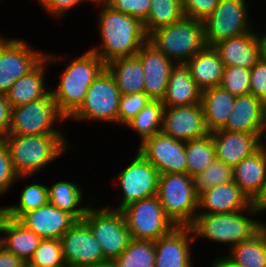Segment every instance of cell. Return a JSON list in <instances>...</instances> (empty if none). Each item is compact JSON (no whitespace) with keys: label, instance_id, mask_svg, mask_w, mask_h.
<instances>
[{"label":"cell","instance_id":"obj_8","mask_svg":"<svg viewBox=\"0 0 266 267\" xmlns=\"http://www.w3.org/2000/svg\"><path fill=\"white\" fill-rule=\"evenodd\" d=\"M82 220L90 227L108 262L127 248L131 236L121 211L90 207Z\"/></svg>","mask_w":266,"mask_h":267},{"label":"cell","instance_id":"obj_19","mask_svg":"<svg viewBox=\"0 0 266 267\" xmlns=\"http://www.w3.org/2000/svg\"><path fill=\"white\" fill-rule=\"evenodd\" d=\"M216 159L232 168L255 153L261 146L263 134L217 130L212 133Z\"/></svg>","mask_w":266,"mask_h":267},{"label":"cell","instance_id":"obj_10","mask_svg":"<svg viewBox=\"0 0 266 267\" xmlns=\"http://www.w3.org/2000/svg\"><path fill=\"white\" fill-rule=\"evenodd\" d=\"M120 96L114 78L105 68L89 86L83 104L70 118L117 122Z\"/></svg>","mask_w":266,"mask_h":267},{"label":"cell","instance_id":"obj_37","mask_svg":"<svg viewBox=\"0 0 266 267\" xmlns=\"http://www.w3.org/2000/svg\"><path fill=\"white\" fill-rule=\"evenodd\" d=\"M48 202V187L34 183L25 187L21 192L19 205L0 208L7 217L19 219L24 213L42 207Z\"/></svg>","mask_w":266,"mask_h":267},{"label":"cell","instance_id":"obj_23","mask_svg":"<svg viewBox=\"0 0 266 267\" xmlns=\"http://www.w3.org/2000/svg\"><path fill=\"white\" fill-rule=\"evenodd\" d=\"M213 47L218 51L225 67L251 69L263 56L260 36L253 31L222 40Z\"/></svg>","mask_w":266,"mask_h":267},{"label":"cell","instance_id":"obj_43","mask_svg":"<svg viewBox=\"0 0 266 267\" xmlns=\"http://www.w3.org/2000/svg\"><path fill=\"white\" fill-rule=\"evenodd\" d=\"M219 0H182L184 17L204 21L217 7Z\"/></svg>","mask_w":266,"mask_h":267},{"label":"cell","instance_id":"obj_30","mask_svg":"<svg viewBox=\"0 0 266 267\" xmlns=\"http://www.w3.org/2000/svg\"><path fill=\"white\" fill-rule=\"evenodd\" d=\"M122 95L144 93V71L137 56L118 58L106 64Z\"/></svg>","mask_w":266,"mask_h":267},{"label":"cell","instance_id":"obj_13","mask_svg":"<svg viewBox=\"0 0 266 267\" xmlns=\"http://www.w3.org/2000/svg\"><path fill=\"white\" fill-rule=\"evenodd\" d=\"M44 57V53L33 51L23 40L0 36V93L5 94Z\"/></svg>","mask_w":266,"mask_h":267},{"label":"cell","instance_id":"obj_14","mask_svg":"<svg viewBox=\"0 0 266 267\" xmlns=\"http://www.w3.org/2000/svg\"><path fill=\"white\" fill-rule=\"evenodd\" d=\"M62 255L67 267H81L108 262L90 227L83 221L76 223L60 238Z\"/></svg>","mask_w":266,"mask_h":267},{"label":"cell","instance_id":"obj_34","mask_svg":"<svg viewBox=\"0 0 266 267\" xmlns=\"http://www.w3.org/2000/svg\"><path fill=\"white\" fill-rule=\"evenodd\" d=\"M184 17L182 0H152L148 16L142 21L147 36L154 30L178 22Z\"/></svg>","mask_w":266,"mask_h":267},{"label":"cell","instance_id":"obj_24","mask_svg":"<svg viewBox=\"0 0 266 267\" xmlns=\"http://www.w3.org/2000/svg\"><path fill=\"white\" fill-rule=\"evenodd\" d=\"M0 232L7 234L6 237L0 238V245L27 264L38 247L41 238L18 219L4 215L1 208Z\"/></svg>","mask_w":266,"mask_h":267},{"label":"cell","instance_id":"obj_35","mask_svg":"<svg viewBox=\"0 0 266 267\" xmlns=\"http://www.w3.org/2000/svg\"><path fill=\"white\" fill-rule=\"evenodd\" d=\"M163 110L161 100H151L126 124L139 134L140 144L162 131Z\"/></svg>","mask_w":266,"mask_h":267},{"label":"cell","instance_id":"obj_54","mask_svg":"<svg viewBox=\"0 0 266 267\" xmlns=\"http://www.w3.org/2000/svg\"><path fill=\"white\" fill-rule=\"evenodd\" d=\"M82 2L83 1H90V2H94V3H97L98 5L100 4V5H105V4H107V1L108 0H81Z\"/></svg>","mask_w":266,"mask_h":267},{"label":"cell","instance_id":"obj_36","mask_svg":"<svg viewBox=\"0 0 266 267\" xmlns=\"http://www.w3.org/2000/svg\"><path fill=\"white\" fill-rule=\"evenodd\" d=\"M155 258L153 241L131 239L127 248L112 264L114 267H154Z\"/></svg>","mask_w":266,"mask_h":267},{"label":"cell","instance_id":"obj_45","mask_svg":"<svg viewBox=\"0 0 266 267\" xmlns=\"http://www.w3.org/2000/svg\"><path fill=\"white\" fill-rule=\"evenodd\" d=\"M19 177L13 169L8 148L0 139V195H3Z\"/></svg>","mask_w":266,"mask_h":267},{"label":"cell","instance_id":"obj_15","mask_svg":"<svg viewBox=\"0 0 266 267\" xmlns=\"http://www.w3.org/2000/svg\"><path fill=\"white\" fill-rule=\"evenodd\" d=\"M138 151L161 174L186 173L185 142L162 131L139 145Z\"/></svg>","mask_w":266,"mask_h":267},{"label":"cell","instance_id":"obj_48","mask_svg":"<svg viewBox=\"0 0 266 267\" xmlns=\"http://www.w3.org/2000/svg\"><path fill=\"white\" fill-rule=\"evenodd\" d=\"M0 267H27V264L0 245Z\"/></svg>","mask_w":266,"mask_h":267},{"label":"cell","instance_id":"obj_55","mask_svg":"<svg viewBox=\"0 0 266 267\" xmlns=\"http://www.w3.org/2000/svg\"><path fill=\"white\" fill-rule=\"evenodd\" d=\"M264 133H266V117H265V128H264ZM265 138H266V134H265Z\"/></svg>","mask_w":266,"mask_h":267},{"label":"cell","instance_id":"obj_39","mask_svg":"<svg viewBox=\"0 0 266 267\" xmlns=\"http://www.w3.org/2000/svg\"><path fill=\"white\" fill-rule=\"evenodd\" d=\"M27 267H67L60 239H41Z\"/></svg>","mask_w":266,"mask_h":267},{"label":"cell","instance_id":"obj_44","mask_svg":"<svg viewBox=\"0 0 266 267\" xmlns=\"http://www.w3.org/2000/svg\"><path fill=\"white\" fill-rule=\"evenodd\" d=\"M250 94L266 105V57L262 56L251 68Z\"/></svg>","mask_w":266,"mask_h":267},{"label":"cell","instance_id":"obj_52","mask_svg":"<svg viewBox=\"0 0 266 267\" xmlns=\"http://www.w3.org/2000/svg\"><path fill=\"white\" fill-rule=\"evenodd\" d=\"M81 267H114L112 262H104L101 264H96V265H85Z\"/></svg>","mask_w":266,"mask_h":267},{"label":"cell","instance_id":"obj_12","mask_svg":"<svg viewBox=\"0 0 266 267\" xmlns=\"http://www.w3.org/2000/svg\"><path fill=\"white\" fill-rule=\"evenodd\" d=\"M160 173L139 151L130 165L120 171L118 184L123 190V199L117 211L136 201L157 195Z\"/></svg>","mask_w":266,"mask_h":267},{"label":"cell","instance_id":"obj_41","mask_svg":"<svg viewBox=\"0 0 266 267\" xmlns=\"http://www.w3.org/2000/svg\"><path fill=\"white\" fill-rule=\"evenodd\" d=\"M151 100L145 93L121 94L117 122L126 125Z\"/></svg>","mask_w":266,"mask_h":267},{"label":"cell","instance_id":"obj_46","mask_svg":"<svg viewBox=\"0 0 266 267\" xmlns=\"http://www.w3.org/2000/svg\"><path fill=\"white\" fill-rule=\"evenodd\" d=\"M39 3H42L51 15L57 17L62 16L66 11L70 10L71 7L75 5H79L82 1L81 0H38ZM60 15V16H59Z\"/></svg>","mask_w":266,"mask_h":267},{"label":"cell","instance_id":"obj_32","mask_svg":"<svg viewBox=\"0 0 266 267\" xmlns=\"http://www.w3.org/2000/svg\"><path fill=\"white\" fill-rule=\"evenodd\" d=\"M231 251L227 258L239 267H266V239L260 230Z\"/></svg>","mask_w":266,"mask_h":267},{"label":"cell","instance_id":"obj_42","mask_svg":"<svg viewBox=\"0 0 266 267\" xmlns=\"http://www.w3.org/2000/svg\"><path fill=\"white\" fill-rule=\"evenodd\" d=\"M152 0H108L107 4L120 13L128 14L143 21L151 8Z\"/></svg>","mask_w":266,"mask_h":267},{"label":"cell","instance_id":"obj_6","mask_svg":"<svg viewBox=\"0 0 266 267\" xmlns=\"http://www.w3.org/2000/svg\"><path fill=\"white\" fill-rule=\"evenodd\" d=\"M244 210L221 214H197L190 225L195 236L238 245L259 231V221L242 214Z\"/></svg>","mask_w":266,"mask_h":267},{"label":"cell","instance_id":"obj_26","mask_svg":"<svg viewBox=\"0 0 266 267\" xmlns=\"http://www.w3.org/2000/svg\"><path fill=\"white\" fill-rule=\"evenodd\" d=\"M233 181L253 202L263 189L266 180V146L243 159L232 168Z\"/></svg>","mask_w":266,"mask_h":267},{"label":"cell","instance_id":"obj_27","mask_svg":"<svg viewBox=\"0 0 266 267\" xmlns=\"http://www.w3.org/2000/svg\"><path fill=\"white\" fill-rule=\"evenodd\" d=\"M201 97L202 90L195 83L188 67L185 64L174 65L165 95L161 100L164 107L199 104Z\"/></svg>","mask_w":266,"mask_h":267},{"label":"cell","instance_id":"obj_1","mask_svg":"<svg viewBox=\"0 0 266 267\" xmlns=\"http://www.w3.org/2000/svg\"><path fill=\"white\" fill-rule=\"evenodd\" d=\"M99 15L102 44L91 48L105 64L118 58L133 57L147 42L143 22L132 15L120 13L103 5Z\"/></svg>","mask_w":266,"mask_h":267},{"label":"cell","instance_id":"obj_51","mask_svg":"<svg viewBox=\"0 0 266 267\" xmlns=\"http://www.w3.org/2000/svg\"><path fill=\"white\" fill-rule=\"evenodd\" d=\"M261 43H262V55L266 57V34L260 36Z\"/></svg>","mask_w":266,"mask_h":267},{"label":"cell","instance_id":"obj_7","mask_svg":"<svg viewBox=\"0 0 266 267\" xmlns=\"http://www.w3.org/2000/svg\"><path fill=\"white\" fill-rule=\"evenodd\" d=\"M131 239L155 242L169 234L174 222L165 214L157 196L129 204L121 210Z\"/></svg>","mask_w":266,"mask_h":267},{"label":"cell","instance_id":"obj_11","mask_svg":"<svg viewBox=\"0 0 266 267\" xmlns=\"http://www.w3.org/2000/svg\"><path fill=\"white\" fill-rule=\"evenodd\" d=\"M245 0H219L214 11L203 21L207 46L248 33V12Z\"/></svg>","mask_w":266,"mask_h":267},{"label":"cell","instance_id":"obj_2","mask_svg":"<svg viewBox=\"0 0 266 267\" xmlns=\"http://www.w3.org/2000/svg\"><path fill=\"white\" fill-rule=\"evenodd\" d=\"M105 68L104 61L91 50L69 63L58 87L51 89L58 110L65 119L80 108L89 86Z\"/></svg>","mask_w":266,"mask_h":267},{"label":"cell","instance_id":"obj_28","mask_svg":"<svg viewBox=\"0 0 266 267\" xmlns=\"http://www.w3.org/2000/svg\"><path fill=\"white\" fill-rule=\"evenodd\" d=\"M185 65L202 91L220 86L225 65L213 46H206L190 58Z\"/></svg>","mask_w":266,"mask_h":267},{"label":"cell","instance_id":"obj_38","mask_svg":"<svg viewBox=\"0 0 266 267\" xmlns=\"http://www.w3.org/2000/svg\"><path fill=\"white\" fill-rule=\"evenodd\" d=\"M230 181H233L232 167L215 159L203 172L194 177V186L196 193L200 195L213 186L227 184Z\"/></svg>","mask_w":266,"mask_h":267},{"label":"cell","instance_id":"obj_3","mask_svg":"<svg viewBox=\"0 0 266 267\" xmlns=\"http://www.w3.org/2000/svg\"><path fill=\"white\" fill-rule=\"evenodd\" d=\"M18 176L30 177L68 148L62 135H14L1 138Z\"/></svg>","mask_w":266,"mask_h":267},{"label":"cell","instance_id":"obj_20","mask_svg":"<svg viewBox=\"0 0 266 267\" xmlns=\"http://www.w3.org/2000/svg\"><path fill=\"white\" fill-rule=\"evenodd\" d=\"M190 226H177L169 234L158 238L155 244L154 267H192L191 241L196 240Z\"/></svg>","mask_w":266,"mask_h":267},{"label":"cell","instance_id":"obj_18","mask_svg":"<svg viewBox=\"0 0 266 267\" xmlns=\"http://www.w3.org/2000/svg\"><path fill=\"white\" fill-rule=\"evenodd\" d=\"M199 210L205 209L207 212L197 214H221L237 212L241 210H250L249 212L257 213L259 210L253 205V202L234 182L213 186L199 195Z\"/></svg>","mask_w":266,"mask_h":267},{"label":"cell","instance_id":"obj_50","mask_svg":"<svg viewBox=\"0 0 266 267\" xmlns=\"http://www.w3.org/2000/svg\"><path fill=\"white\" fill-rule=\"evenodd\" d=\"M212 267H239V266L236 265L227 257H224L222 259L217 258V260L213 262Z\"/></svg>","mask_w":266,"mask_h":267},{"label":"cell","instance_id":"obj_21","mask_svg":"<svg viewBox=\"0 0 266 267\" xmlns=\"http://www.w3.org/2000/svg\"><path fill=\"white\" fill-rule=\"evenodd\" d=\"M18 220L41 239H60L77 221L49 202L24 213Z\"/></svg>","mask_w":266,"mask_h":267},{"label":"cell","instance_id":"obj_25","mask_svg":"<svg viewBox=\"0 0 266 267\" xmlns=\"http://www.w3.org/2000/svg\"><path fill=\"white\" fill-rule=\"evenodd\" d=\"M58 60V57L46 55L28 73L19 78L12 87L5 93L7 101L12 108L39 100L51 92L44 88V68L45 63Z\"/></svg>","mask_w":266,"mask_h":267},{"label":"cell","instance_id":"obj_53","mask_svg":"<svg viewBox=\"0 0 266 267\" xmlns=\"http://www.w3.org/2000/svg\"><path fill=\"white\" fill-rule=\"evenodd\" d=\"M259 230L261 231V233L264 235L266 239V224L259 222Z\"/></svg>","mask_w":266,"mask_h":267},{"label":"cell","instance_id":"obj_4","mask_svg":"<svg viewBox=\"0 0 266 267\" xmlns=\"http://www.w3.org/2000/svg\"><path fill=\"white\" fill-rule=\"evenodd\" d=\"M147 41L176 64H185L207 46L203 21L186 17L154 30Z\"/></svg>","mask_w":266,"mask_h":267},{"label":"cell","instance_id":"obj_9","mask_svg":"<svg viewBox=\"0 0 266 267\" xmlns=\"http://www.w3.org/2000/svg\"><path fill=\"white\" fill-rule=\"evenodd\" d=\"M65 117L59 112L53 95L12 108L11 126L8 134L14 135H61L53 127L55 121Z\"/></svg>","mask_w":266,"mask_h":267},{"label":"cell","instance_id":"obj_49","mask_svg":"<svg viewBox=\"0 0 266 267\" xmlns=\"http://www.w3.org/2000/svg\"><path fill=\"white\" fill-rule=\"evenodd\" d=\"M253 205L261 212L266 210V180L259 196L253 201Z\"/></svg>","mask_w":266,"mask_h":267},{"label":"cell","instance_id":"obj_16","mask_svg":"<svg viewBox=\"0 0 266 267\" xmlns=\"http://www.w3.org/2000/svg\"><path fill=\"white\" fill-rule=\"evenodd\" d=\"M162 132L184 142L209 135L202 104L164 107Z\"/></svg>","mask_w":266,"mask_h":267},{"label":"cell","instance_id":"obj_29","mask_svg":"<svg viewBox=\"0 0 266 267\" xmlns=\"http://www.w3.org/2000/svg\"><path fill=\"white\" fill-rule=\"evenodd\" d=\"M235 96L220 86L202 91L201 104L205 124L210 133L222 129L231 114Z\"/></svg>","mask_w":266,"mask_h":267},{"label":"cell","instance_id":"obj_33","mask_svg":"<svg viewBox=\"0 0 266 267\" xmlns=\"http://www.w3.org/2000/svg\"><path fill=\"white\" fill-rule=\"evenodd\" d=\"M186 173L195 177L216 159L212 135L185 142Z\"/></svg>","mask_w":266,"mask_h":267},{"label":"cell","instance_id":"obj_5","mask_svg":"<svg viewBox=\"0 0 266 267\" xmlns=\"http://www.w3.org/2000/svg\"><path fill=\"white\" fill-rule=\"evenodd\" d=\"M165 214L176 226H190L197 215L199 195L194 178L187 173L159 176L157 195Z\"/></svg>","mask_w":266,"mask_h":267},{"label":"cell","instance_id":"obj_40","mask_svg":"<svg viewBox=\"0 0 266 267\" xmlns=\"http://www.w3.org/2000/svg\"><path fill=\"white\" fill-rule=\"evenodd\" d=\"M251 69L231 66L225 67L220 87L237 97L250 94Z\"/></svg>","mask_w":266,"mask_h":267},{"label":"cell","instance_id":"obj_17","mask_svg":"<svg viewBox=\"0 0 266 267\" xmlns=\"http://www.w3.org/2000/svg\"><path fill=\"white\" fill-rule=\"evenodd\" d=\"M136 56L140 59L144 71V93L152 100H162L170 72L176 62H172L148 41Z\"/></svg>","mask_w":266,"mask_h":267},{"label":"cell","instance_id":"obj_31","mask_svg":"<svg viewBox=\"0 0 266 267\" xmlns=\"http://www.w3.org/2000/svg\"><path fill=\"white\" fill-rule=\"evenodd\" d=\"M82 194L81 189L69 181H59L50 188L48 187L49 203L71 214L77 221L82 220L90 208L86 206L79 207L83 197Z\"/></svg>","mask_w":266,"mask_h":267},{"label":"cell","instance_id":"obj_22","mask_svg":"<svg viewBox=\"0 0 266 267\" xmlns=\"http://www.w3.org/2000/svg\"><path fill=\"white\" fill-rule=\"evenodd\" d=\"M266 105L251 94L235 97L231 114L222 130L263 134Z\"/></svg>","mask_w":266,"mask_h":267},{"label":"cell","instance_id":"obj_47","mask_svg":"<svg viewBox=\"0 0 266 267\" xmlns=\"http://www.w3.org/2000/svg\"><path fill=\"white\" fill-rule=\"evenodd\" d=\"M12 107L6 95L0 93V139L8 135L11 126Z\"/></svg>","mask_w":266,"mask_h":267}]
</instances>
